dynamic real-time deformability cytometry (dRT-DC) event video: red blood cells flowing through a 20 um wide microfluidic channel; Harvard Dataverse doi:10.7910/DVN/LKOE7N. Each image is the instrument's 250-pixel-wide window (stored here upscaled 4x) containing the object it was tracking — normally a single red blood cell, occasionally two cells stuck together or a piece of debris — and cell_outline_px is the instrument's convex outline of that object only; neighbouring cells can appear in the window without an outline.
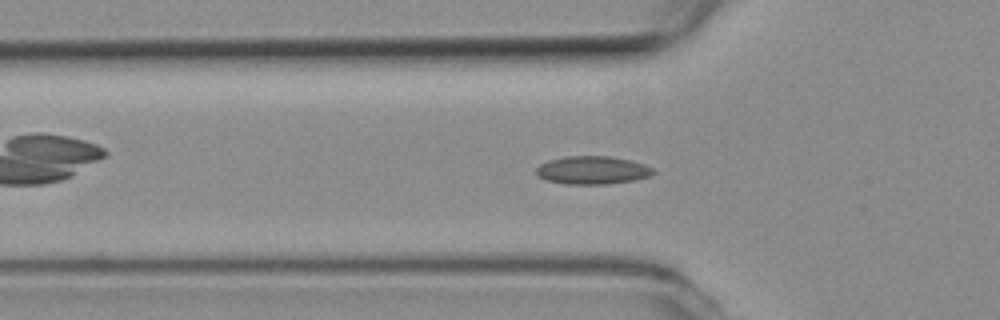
{"species": "common noctule bat (a hibernating species)", "species_latin": "Nyctalus noctula", "temperature_condition": "room temperature", "stored_images_in_passage": 48, "camera_frame_rate_fps": 3000, "um_per_image_px": 0.085, "animal": {"sex": "female", "body_mass_g": 19.3, "forearm_length_mm": 54.1}, "frame": {"image": 1, "passage_image": 10, "time_ms": 3.0, "image_size_px": [1000, 320], "cell_outline_px": [[656, 172], [652, 176], [636, 180], [604, 184], [564, 184], [548, 180], [536, 176], [536, 168], [540, 164], [548, 160], [568, 156], [608, 156], [628, 160], [644, 164], [652, 168]], "centroid_in_image_um": [50.36, 14.47], "position_along_channel_um": 75.4, "area_um2": 19.19}}
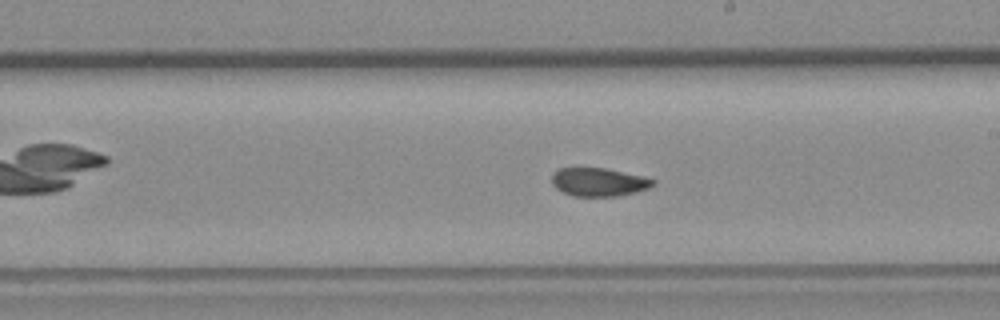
{"frame": {"image": 2, "passage_image": 23, "time_ms": 7.333, "image_size_px": [1000, 320], "cell_outline_px": [[656, 184], [648, 188], [636, 192], [616, 196], [572, 196], [556, 188], [552, 184], [552, 172], [560, 168], [604, 168], [644, 176], [656, 180]], "centroid_in_image_um": [50.9, 15.47], "position_along_channel_um": 238.1, "area_um2": 16.76}}
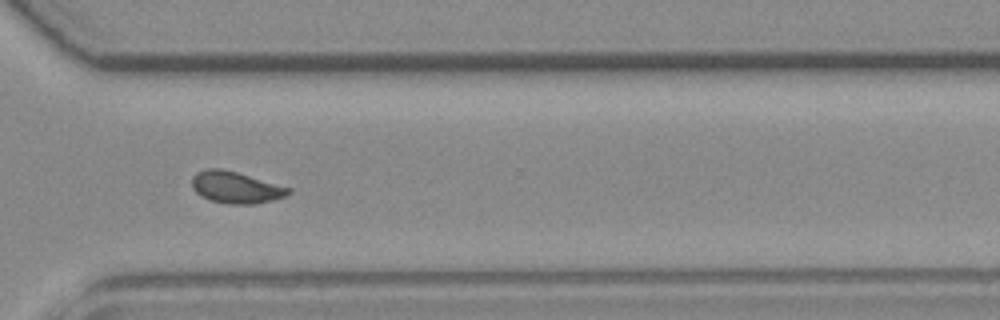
{"frame": {"image": 3, "passage_image": 32, "time_ms": 10.333, "image_size_px": [1000, 320], "cell_outline_px": [[292, 192], [284, 196], [272, 200], [256, 204], [228, 204], [208, 200], [200, 196], [192, 188], [192, 176], [196, 172], [208, 168], [224, 168], [292, 188]], "centroid_in_image_um": [20.02, 15.92], "position_along_channel_um": 350.6, "area_um2": 18.09}}